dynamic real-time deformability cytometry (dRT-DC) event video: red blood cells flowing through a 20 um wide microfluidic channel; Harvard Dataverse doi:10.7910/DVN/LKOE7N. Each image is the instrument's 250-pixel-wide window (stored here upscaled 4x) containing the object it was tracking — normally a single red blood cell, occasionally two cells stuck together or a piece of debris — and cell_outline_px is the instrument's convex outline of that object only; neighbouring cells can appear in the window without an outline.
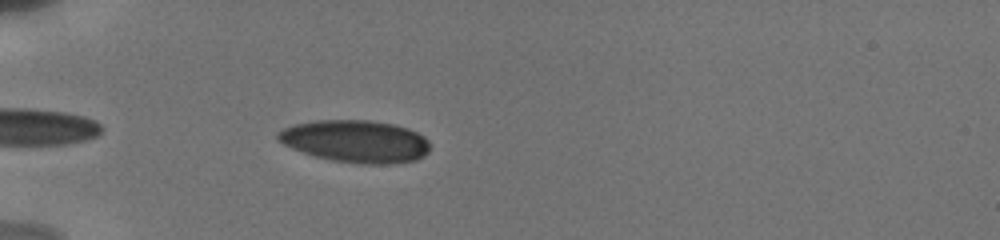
{"species": "human", "species_latin": "Homo sapiens", "temperature_condition": "cold", "stored_images_in_passage": 11, "camera_frame_rate_fps": 3000, "um_per_image_px": 0.085, "donor": {"sex": "male"}, "frame": {"image": 1, "passage_image": 7, "time_ms": 1.0, "image_size_px": [1000, 240], "cell_outline_px": [[428, 152], [424, 156], [416, 160], [392, 164], [364, 164], [332, 160], [316, 156], [292, 148], [276, 140], [276, 132], [284, 128], [296, 124], [316, 120], [372, 120], [392, 124], [408, 128], [424, 136], [428, 140]], "centroid_in_image_um": [30.23, 12.01], "position_along_channel_um": 54.8, "area_um2": 37.51}}